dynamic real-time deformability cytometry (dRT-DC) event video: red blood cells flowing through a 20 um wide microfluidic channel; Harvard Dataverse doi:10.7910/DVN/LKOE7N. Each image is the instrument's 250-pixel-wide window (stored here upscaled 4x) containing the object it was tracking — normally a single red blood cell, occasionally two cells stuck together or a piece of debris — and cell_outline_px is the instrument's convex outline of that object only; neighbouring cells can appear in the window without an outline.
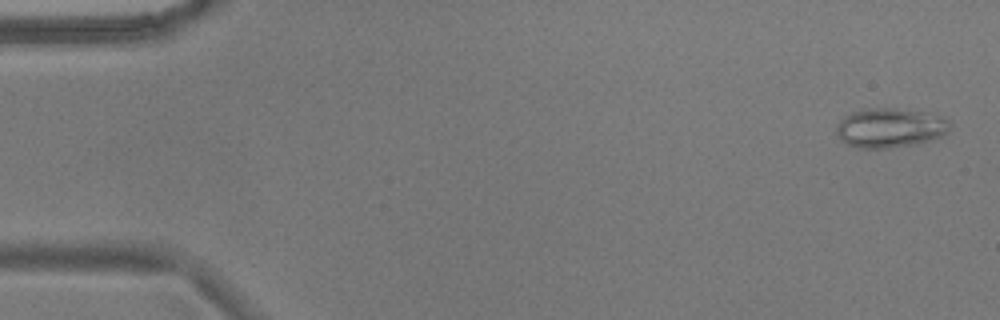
{"species": "common noctule bat (a hibernating species)", "species_latin": "Nyctalus noctula", "temperature_condition": "warm", "stored_images_in_passage": 52, "camera_frame_rate_fps": 3000, "um_per_image_px": 0.085, "animal": {"sex": "male", "body_mass_g": 17.9}, "frame": {"image": 1, "passage_image": 2, "time_ms": 0.333, "image_size_px": [1000, 320], "cell_outline_px": [[952, 124], [940, 136], [928, 140], [912, 144], [888, 148], [860, 148], [848, 144], [840, 140], [836, 136], [836, 124], [848, 112], [860, 108], [892, 108], [928, 112], [944, 116]], "centroid_in_image_um": [75.59, 10.83], "position_along_channel_um": 9.4, "area_um2": 26.3}}
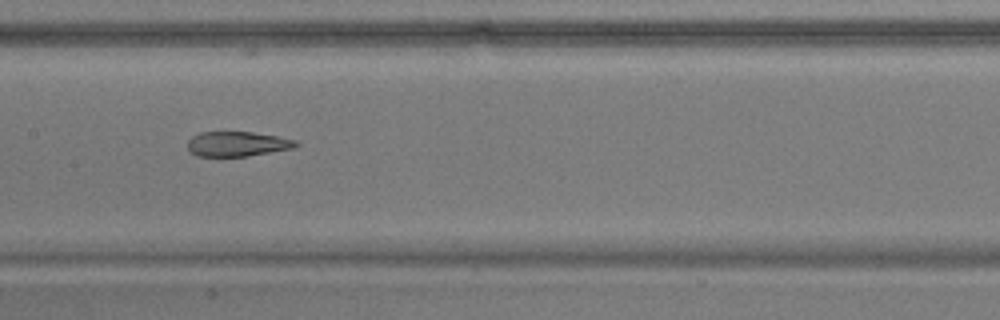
{"frame": {"image": 2, "passage_image": 27, "time_ms": 8.667, "image_size_px": [1000, 320], "cell_outline_px": [[300, 144], [292, 148], [248, 156], [196, 156], [188, 148], [188, 140], [192, 136], [200, 132], [252, 132], [276, 136], [296, 140]], "centroid_in_image_um": [20.16, 12.23], "position_along_channel_um": 187.2, "area_um2": 15.55}}
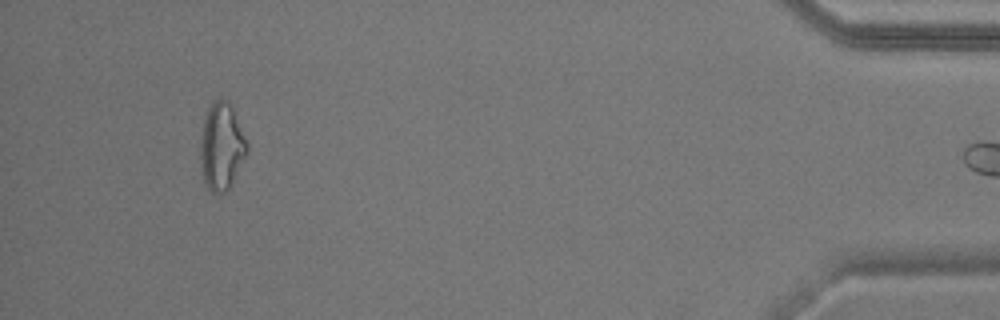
{"frame": {"image": 3, "passage_image": 51, "time_ms": 16.667, "image_size_px": [1000, 320], "cell_outline_px": [[248, 152], [228, 188], [224, 192], [212, 192], [208, 188], [204, 180], [200, 164], [200, 140], [204, 120], [208, 108], [212, 100], [216, 96], [228, 100], [232, 108], [248, 144]], "centroid_in_image_um": [18.81, 12.39], "position_along_channel_um": 416.4, "area_um2": 23.52}}